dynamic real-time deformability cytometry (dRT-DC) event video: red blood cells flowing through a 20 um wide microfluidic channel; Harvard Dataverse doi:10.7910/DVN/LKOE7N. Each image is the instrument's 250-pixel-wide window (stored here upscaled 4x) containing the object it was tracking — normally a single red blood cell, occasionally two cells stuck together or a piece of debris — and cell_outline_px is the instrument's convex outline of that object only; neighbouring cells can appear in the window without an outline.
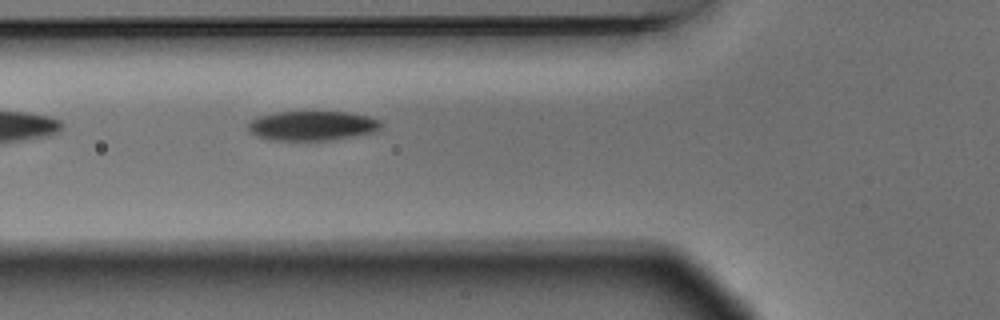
{"species": "Egyptian fruit bat (a non-hibernating species)", "species_latin": "Rousettus aegyptiacus", "temperature_condition": "warm", "stored_images_in_passage": 5, "camera_frame_rate_fps": 3000, "um_per_image_px": 0.085, "animal": {"sex": "male"}, "frame": {"image": 1, "passage_image": 5, "time_ms": 1.333, "image_size_px": [1000, 320], "cell_outline_px": [[380, 128], [372, 132], [324, 140], [276, 140], [256, 136], [248, 132], [248, 124], [256, 116], [272, 112], [348, 112], [368, 116], [380, 120]], "centroid_in_image_um": [26.46, 10.67], "position_along_channel_um": 99.3, "area_um2": 22.6}}